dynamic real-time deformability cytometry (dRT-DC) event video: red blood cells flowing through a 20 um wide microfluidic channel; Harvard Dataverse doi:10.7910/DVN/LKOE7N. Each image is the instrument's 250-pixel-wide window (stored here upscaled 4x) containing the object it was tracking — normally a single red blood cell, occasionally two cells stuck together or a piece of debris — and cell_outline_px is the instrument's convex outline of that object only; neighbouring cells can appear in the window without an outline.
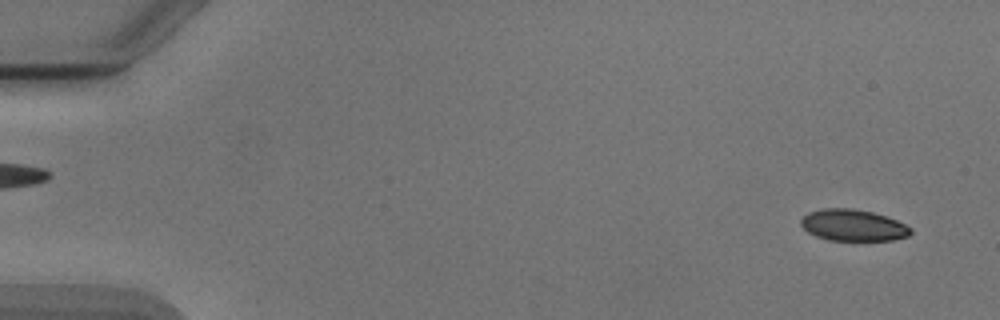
{"species": "Egyptian fruit bat (a non-hibernating species)", "species_latin": "Rousettus aegyptiacus", "temperature_condition": "cold", "stored_images_in_passage": 52, "camera_frame_rate_fps": 3000, "um_per_image_px": 0.085, "animal": {"sex": "male"}, "frame": {"image": 1, "passage_image": 3, "time_ms": 0.667, "image_size_px": [1000, 320], "cell_outline_px": [[912, 232], [908, 236], [892, 240], [828, 240], [816, 236], [808, 232], [800, 224], [800, 220], [808, 212], [824, 208], [852, 208], [872, 212], [896, 220], [912, 228]], "centroid_in_image_um": [72.5, 19.14], "position_along_channel_um": 12.5, "area_um2": 20.06}}
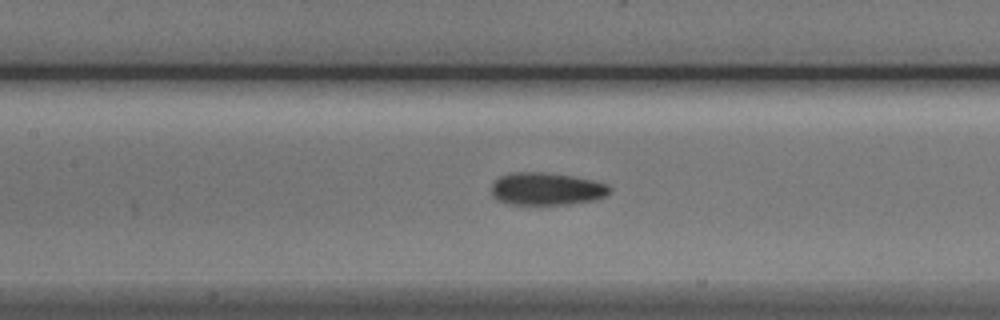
{"frame": {"image": 2, "passage_image": 25, "time_ms": 8.0, "image_size_px": [1000, 320], "cell_outline_px": [[612, 192], [596, 200], [568, 204], [512, 204], [496, 200], [492, 196], [492, 184], [500, 176], [512, 172], [544, 172], [572, 176], [592, 180], [608, 184], [612, 188]], "centroid_in_image_um": [46.48, 16.05], "position_along_channel_um": 160.9, "area_um2": 22.54}}
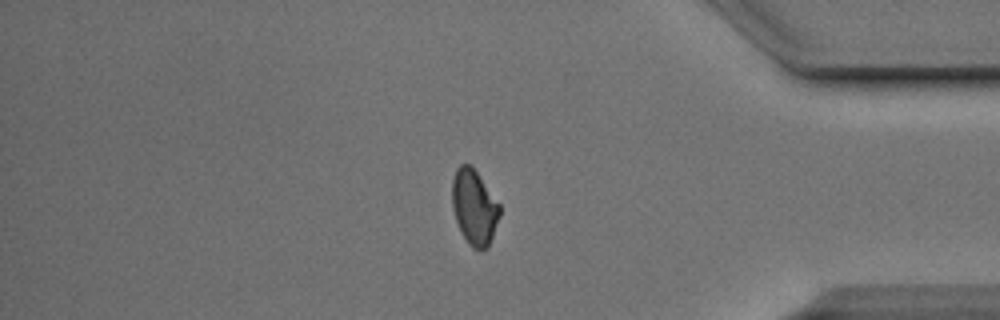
{"frame": {"image": 3, "passage_image": 45, "time_ms": 14.667, "image_size_px": [1000, 320], "cell_outline_px": [[500, 216], [488, 248], [472, 248], [468, 244], [456, 220], [452, 208], [452, 180], [456, 168], [460, 164], [472, 164], [500, 204]], "centroid_in_image_um": [40.31, 17.57], "position_along_channel_um": 394.9, "area_um2": 20.92}, "authors_computed_cell_mechanics": {"area_um2": 21.5305, "velocity_mm_per_s": 3.8865, "shape_relaxation_time_tau1_ms": 3.8504, "shape_relaxation_time_tau2_ms": 2.5635, "deformation_change_tau1": 0.117, "deformation_change_tau2": 0.0839}}